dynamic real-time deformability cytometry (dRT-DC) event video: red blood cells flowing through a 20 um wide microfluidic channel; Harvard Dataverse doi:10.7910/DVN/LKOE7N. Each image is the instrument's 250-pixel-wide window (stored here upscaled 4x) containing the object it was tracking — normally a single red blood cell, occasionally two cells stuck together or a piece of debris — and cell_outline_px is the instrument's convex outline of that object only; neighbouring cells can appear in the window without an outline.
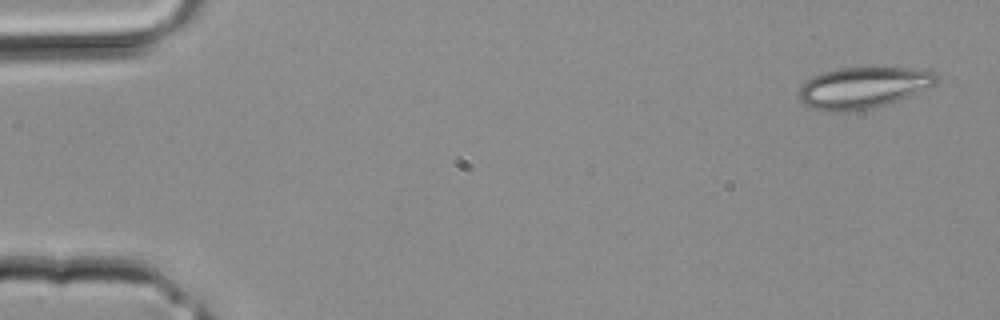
{"species": "common noctule bat (a hibernating species)", "species_latin": "Nyctalus noctula", "temperature_condition": "room temperature", "stored_images_in_passage": 4, "camera_frame_rate_fps": 3000, "um_per_image_px": 0.085, "animal": {"sex": "male", "body_mass_g": 20.4}, "frame": {"image": 1, "passage_image": 4, "time_ms": 1.0, "image_size_px": [1000, 320], "cell_outline_px": [[936, 84], [928, 88], [908, 96], [872, 108], [844, 112], [836, 112], [812, 108], [804, 104], [800, 100], [800, 88], [804, 80], [812, 76], [836, 68], [928, 68], [936, 72]], "centroid_in_image_um": [73.37, 7.43], "position_along_channel_um": 11.6, "area_um2": 33.0}}